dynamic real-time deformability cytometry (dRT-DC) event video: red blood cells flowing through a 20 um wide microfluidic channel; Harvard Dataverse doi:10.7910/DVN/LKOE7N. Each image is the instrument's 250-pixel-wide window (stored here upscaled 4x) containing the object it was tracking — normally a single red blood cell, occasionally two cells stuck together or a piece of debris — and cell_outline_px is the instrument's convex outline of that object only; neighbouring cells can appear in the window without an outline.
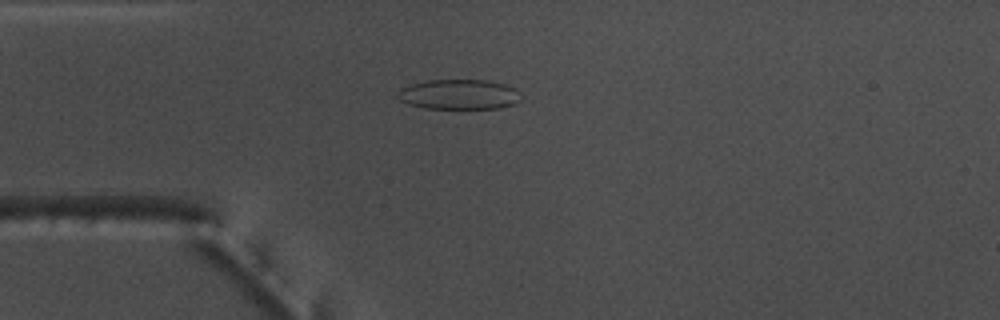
{"species": "common noctule bat (a hibernating species)", "species_latin": "Nyctalus noctula", "temperature_condition": "warm", "stored_images_in_passage": 32, "camera_frame_rate_fps": 3000, "um_per_image_px": 0.085, "animal": {"sex": "male", "body_mass_g": 17.5, "forearm_length_mm": 52.3}, "frame": {"image": 1, "passage_image": 4, "time_ms": 1.0, "image_size_px": [1000, 320], "cell_outline_px": [[524, 96], [516, 104], [500, 108], [424, 108], [408, 104], [400, 100], [396, 96], [396, 92], [400, 88], [412, 84], [428, 80], [488, 80], [504, 84], [516, 88]], "centroid_in_image_um": [39.05, 8.02], "position_along_channel_um": 45.9, "area_um2": 21.85}}
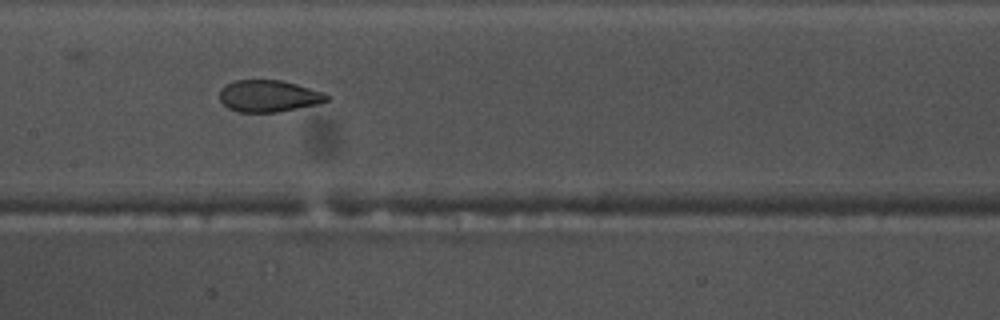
{"frame": {"image": 2, "passage_image": 16, "time_ms": 5.0, "image_size_px": [1000, 320], "cell_outline_px": [[332, 96], [328, 100], [320, 104], [276, 112], [240, 112], [228, 108], [220, 100], [220, 88], [236, 80], [280, 80], [296, 84], [324, 92]], "centroid_in_image_um": [22.88, 8.16], "position_along_channel_um": 184.5, "area_um2": 19.88}}
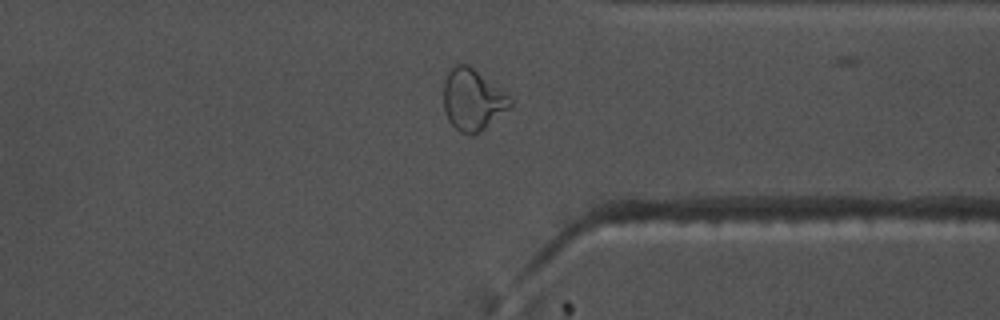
{"frame": {"image": 3, "passage_image": 31, "time_ms": 10.0, "image_size_px": [1000, 320], "cell_outline_px": [[512, 108], [480, 132], [472, 136], [460, 132], [448, 120], [444, 108], [444, 80], [448, 72], [456, 64], [468, 64], [504, 92], [512, 100]], "centroid_in_image_um": [40.18, 8.51], "position_along_channel_um": 371.2, "area_um2": 23.81}}